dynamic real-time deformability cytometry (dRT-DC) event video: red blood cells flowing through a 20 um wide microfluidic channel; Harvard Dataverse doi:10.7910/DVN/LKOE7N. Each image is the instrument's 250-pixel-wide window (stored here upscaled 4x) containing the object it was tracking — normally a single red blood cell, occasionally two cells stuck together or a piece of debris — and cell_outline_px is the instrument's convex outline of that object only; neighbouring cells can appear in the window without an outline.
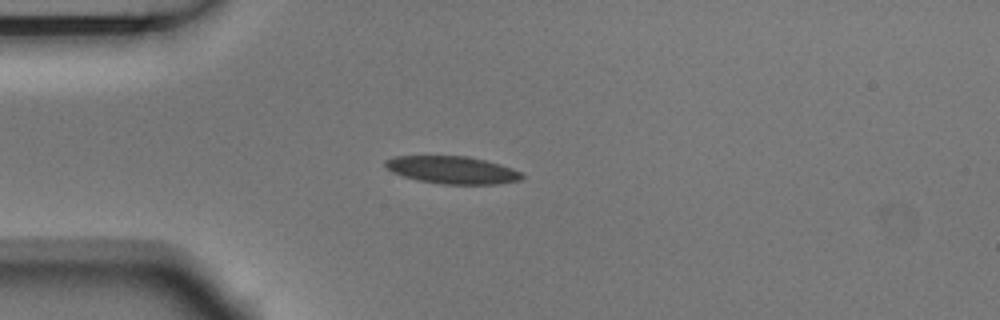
{"species": "Egyptian fruit bat (a non-hibernating species)", "species_latin": "Rousettus aegyptiacus", "temperature_condition": "room temperature", "stored_images_in_passage": 5, "camera_frame_rate_fps": 3000, "um_per_image_px": 0.085, "animal": {"sex": "male"}, "frame": {"image": 1, "passage_image": 2, "time_ms": 0.333, "image_size_px": [1000, 320], "cell_outline_px": [[524, 176], [520, 180], [500, 184], [440, 184], [416, 180], [392, 172], [384, 168], [384, 160], [392, 156], [468, 156], [500, 164], [524, 172]], "centroid_in_image_um": [38.43, 14.45], "position_along_channel_um": 46.6, "area_um2": 22.2}}
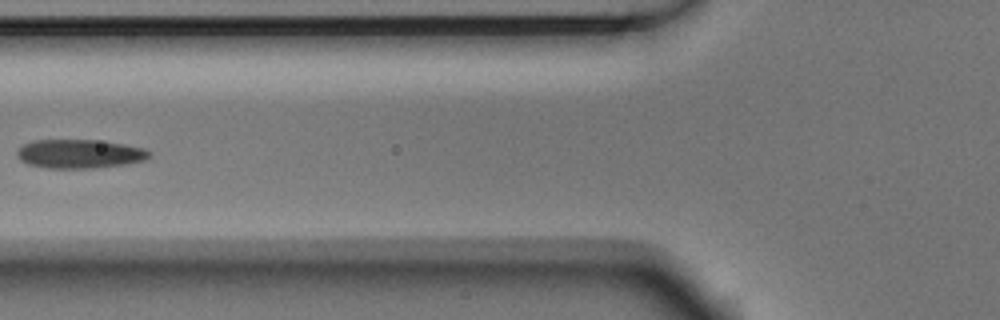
{"frame": {"image": 2, "passage_image": 4, "time_ms": 1.0, "image_size_px": [1000, 320], "cell_outline_px": [[152, 156], [144, 160], [128, 164], [92, 168], [48, 168], [28, 164], [20, 160], [16, 156], [16, 152], [24, 144], [32, 140], [96, 140], [124, 144], [144, 148], [152, 152]], "centroid_in_image_um": [6.78, 13.08], "position_along_channel_um": 119.0, "area_um2": 22.37}}
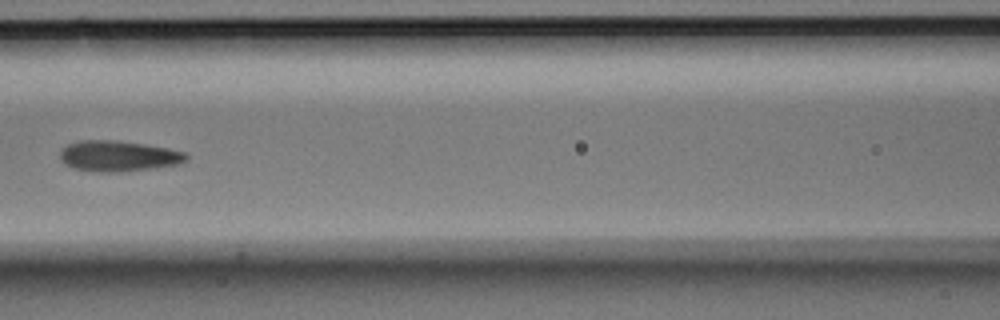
{"frame": {"image": 3, "passage_image": 5, "time_ms": 1.333, "image_size_px": [1000, 320], "cell_outline_px": [[188, 160], [176, 164], [156, 168], [120, 172], [96, 172], [72, 168], [64, 164], [60, 160], [60, 148], [68, 144], [80, 140], [112, 140], [144, 144], [168, 148], [184, 152], [188, 156]], "centroid_in_image_um": [10.02, 13.27], "position_along_channel_um": 156.6, "area_um2": 22.77}}